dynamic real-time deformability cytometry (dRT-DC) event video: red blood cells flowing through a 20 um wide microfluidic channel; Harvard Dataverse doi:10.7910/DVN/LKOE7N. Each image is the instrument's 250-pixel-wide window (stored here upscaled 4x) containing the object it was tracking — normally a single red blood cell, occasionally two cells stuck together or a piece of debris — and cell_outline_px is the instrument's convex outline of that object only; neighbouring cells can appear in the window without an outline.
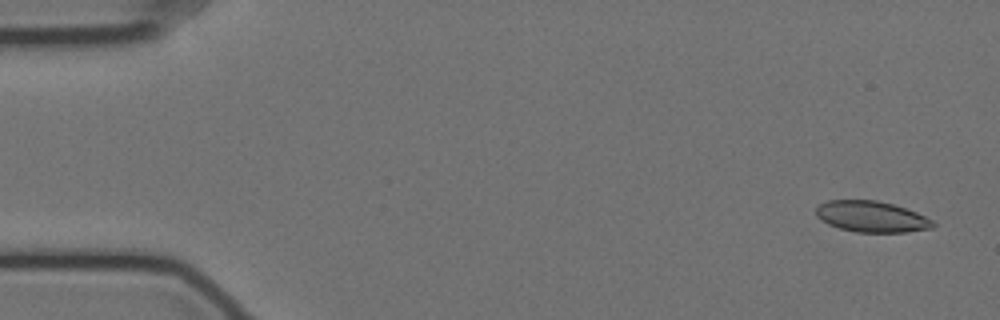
{"species": "Egyptian fruit bat (a non-hibernating species)", "species_latin": "Rousettus aegyptiacus", "temperature_condition": "cold", "stored_images_in_passage": 10, "camera_frame_rate_fps": 3000, "um_per_image_px": 0.085, "animal": {"sex": "female"}, "frame": {"image": 1, "passage_image": 3, "time_ms": 0.667, "image_size_px": [1000, 320], "cell_outline_px": [[936, 224], [932, 228], [904, 232], [856, 232], [840, 228], [828, 224], [820, 220], [816, 216], [816, 208], [820, 204], [828, 200], [876, 200], [892, 204], [916, 212], [932, 220]], "centroid_in_image_um": [74.05, 18.41], "position_along_channel_um": 10.9, "area_um2": 21.04}}